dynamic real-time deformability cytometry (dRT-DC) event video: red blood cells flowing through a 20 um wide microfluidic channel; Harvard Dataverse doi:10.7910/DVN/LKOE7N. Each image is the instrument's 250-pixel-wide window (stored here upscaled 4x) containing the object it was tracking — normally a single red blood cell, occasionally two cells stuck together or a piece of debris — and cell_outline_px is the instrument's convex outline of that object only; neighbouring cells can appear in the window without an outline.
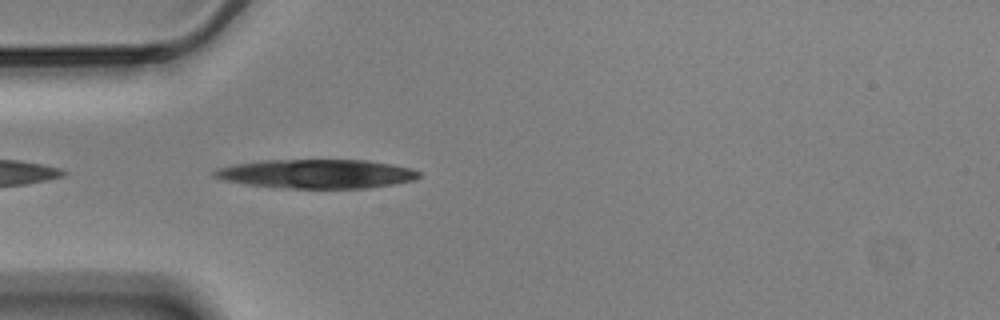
{"species": "Egyptian fruit bat (a non-hibernating species)", "species_latin": "Rousettus aegyptiacus", "temperature_condition": "cold", "stored_images_in_passage": 16, "camera_frame_rate_fps": 3000, "um_per_image_px": 0.085, "animal": {"sex": "male"}, "frame": {"image": 1, "passage_image": 2, "time_ms": 0.333, "image_size_px": [1000, 320], "cell_outline_px": [[420, 176], [416, 180], [396, 184], [368, 188], [292, 188], [248, 184], [224, 180], [212, 176], [212, 172], [216, 168], [232, 164], [260, 160], [368, 160], [392, 164], [412, 168], [420, 172]], "centroid_in_image_um": [26.94, 14.77], "position_along_channel_um": 58.1, "area_um2": 34.8}}
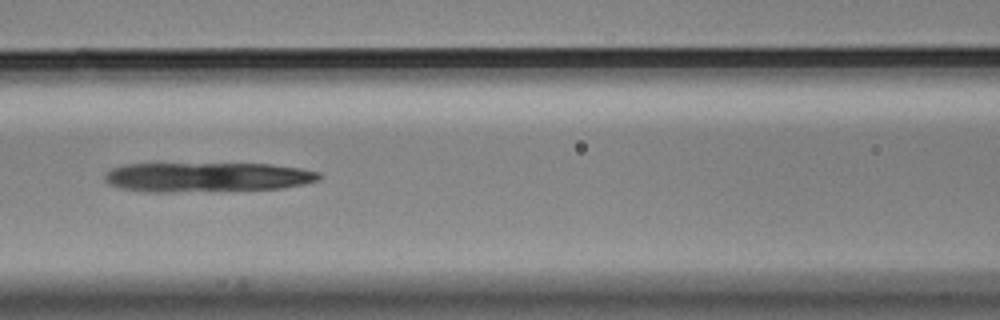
{"frame": {"image": 2, "passage_image": 10, "time_ms": 3.0, "image_size_px": [1000, 320], "cell_outline_px": [[320, 180], [304, 184], [284, 188], [168, 192], [152, 192], [124, 188], [112, 184], [104, 180], [104, 172], [112, 168], [124, 164], [272, 164], [300, 168], [320, 172]], "centroid_in_image_um": [17.63, 15.05], "position_along_channel_um": 149.0, "area_um2": 36.7}}
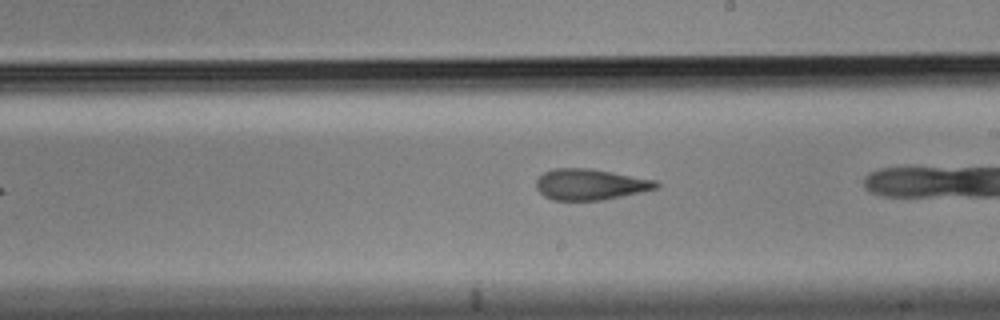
{"frame": {"image": 3, "passage_image": 15, "time_ms": 4.667, "image_size_px": [1000, 320], "cell_outline_px": [[660, 184], [656, 188], [640, 192], [600, 200], [552, 200], [544, 196], [536, 188], [536, 180], [544, 172], [556, 168], [588, 168], [656, 180]], "centroid_in_image_um": [50.13, 15.67], "position_along_channel_um": 238.9, "area_um2": 21.39}}